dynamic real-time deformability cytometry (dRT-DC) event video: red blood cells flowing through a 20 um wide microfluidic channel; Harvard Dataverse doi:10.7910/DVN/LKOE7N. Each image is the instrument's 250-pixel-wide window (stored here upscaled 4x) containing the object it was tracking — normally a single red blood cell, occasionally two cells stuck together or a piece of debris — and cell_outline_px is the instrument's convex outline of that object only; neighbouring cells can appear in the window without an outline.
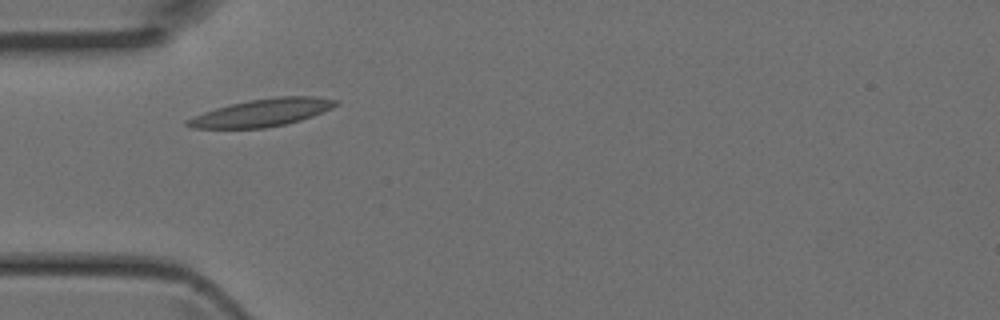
{"species": "Egyptian fruit bat (a non-hibernating species)", "species_latin": "Rousettus aegyptiacus", "temperature_condition": "room temperature", "stored_images_in_passage": 32, "camera_frame_rate_fps": 3000, "um_per_image_px": 0.085, "animal": {"sex": "female"}, "frame": {"image": 1, "passage_image": 1, "time_ms": 0.0, "image_size_px": [1000, 320], "cell_outline_px": [[340, 104], [332, 108], [312, 116], [300, 120], [284, 124], [264, 128], [192, 128], [184, 124], [184, 120], [204, 112], [216, 108], [248, 100], [276, 96], [316, 96], [340, 100]], "centroid_in_image_um": [22.3, 9.56], "position_along_channel_um": 62.7, "area_um2": 23.81}}
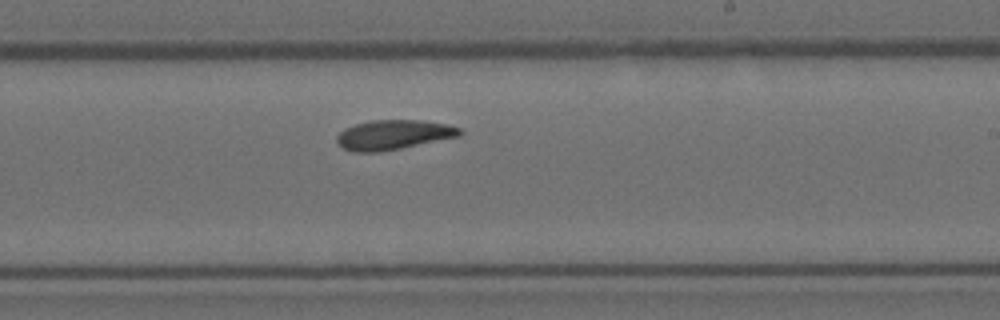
{"frame": {"image": 2, "passage_image": 14, "time_ms": 4.333, "image_size_px": [1000, 320], "cell_outline_px": [[464, 132], [460, 136], [380, 152], [352, 152], [336, 144], [336, 136], [344, 128], [356, 124], [372, 120], [424, 120], [448, 124], [460, 128]], "centroid_in_image_um": [33.43, 11.45], "position_along_channel_um": 255.6, "area_um2": 21.39}}
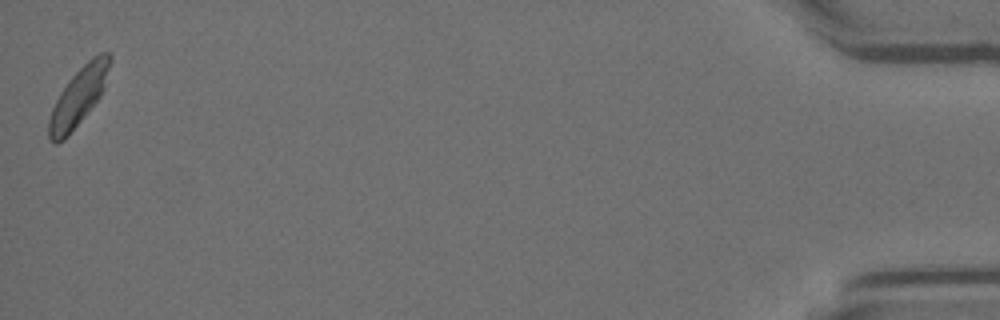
{"frame": {"image": 3, "passage_image": 32, "time_ms": 10.333, "image_size_px": [1000, 320], "cell_outline_px": [[112, 60], [104, 88], [100, 96], [64, 140], [56, 144], [52, 144], [48, 140], [48, 120], [52, 108], [60, 92], [68, 80], [92, 56], [100, 52], [108, 52], [112, 56]], "centroid_in_image_um": [6.66, 8.21], "position_along_channel_um": 428.5, "area_um2": 20.58}}